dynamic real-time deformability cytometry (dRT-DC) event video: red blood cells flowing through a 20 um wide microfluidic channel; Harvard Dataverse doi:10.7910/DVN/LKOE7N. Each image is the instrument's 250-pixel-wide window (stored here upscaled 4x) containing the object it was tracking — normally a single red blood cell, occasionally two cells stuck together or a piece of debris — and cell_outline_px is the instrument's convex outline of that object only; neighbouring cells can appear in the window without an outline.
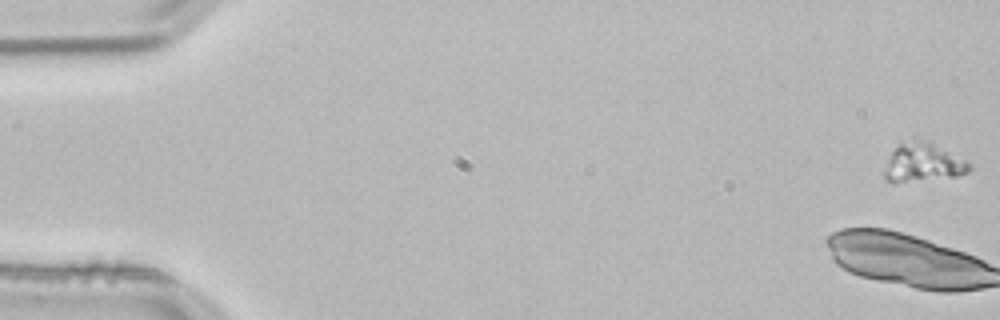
{"species": "common noctule bat (a hibernating species)", "species_latin": "Nyctalus noctula", "temperature_condition": "room temperature", "stored_images_in_passage": 47, "camera_frame_rate_fps": 3000, "um_per_image_px": 0.085, "animal": {"sex": "male", "body_mass_g": 21.5, "forearm_length_mm": 52.0}, "frame": {"image": 1, "passage_image": 1, "time_ms": 0.0, "image_size_px": [1000, 320], "cell_outline_px": [[972, 168], [968, 172], [956, 176], [892, 184], [884, 180], [884, 168], [892, 152], [900, 140], [920, 140], [932, 144], [968, 160], [972, 164]], "centroid_in_image_um": [78.42, 13.85], "position_along_channel_um": 6.6, "area_um2": 19.31}}